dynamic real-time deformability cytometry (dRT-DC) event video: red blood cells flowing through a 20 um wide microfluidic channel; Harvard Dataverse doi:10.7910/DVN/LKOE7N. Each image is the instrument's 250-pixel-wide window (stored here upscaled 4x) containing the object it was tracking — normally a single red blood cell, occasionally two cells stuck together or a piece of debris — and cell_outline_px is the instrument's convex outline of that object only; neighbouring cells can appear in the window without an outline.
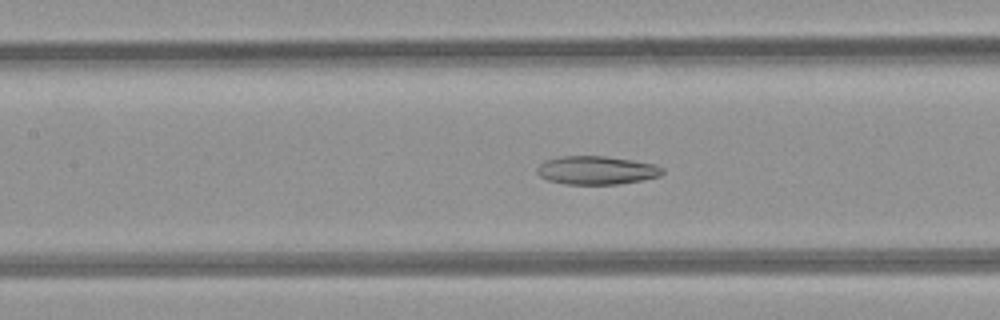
{"species": "common noctule bat (a hibernating species)", "species_latin": "Nyctalus noctula", "temperature_condition": "room temperature", "stored_images_in_passage": 49, "camera_frame_rate_fps": 3000, "um_per_image_px": 0.085, "animal": {"sex": "female", "body_mass_g": 21.9}, "frame": {"image": 1, "passage_image": 21, "time_ms": 6.667, "image_size_px": [1000, 320], "cell_outline_px": [[664, 172], [660, 176], [640, 180], [616, 184], [564, 184], [548, 180], [540, 176], [536, 172], [536, 168], [544, 160], [560, 156], [604, 156], [632, 160], [656, 164], [664, 168]], "centroid_in_image_um": [50.69, 14.46], "position_along_channel_um": 156.7, "area_um2": 20.81}}
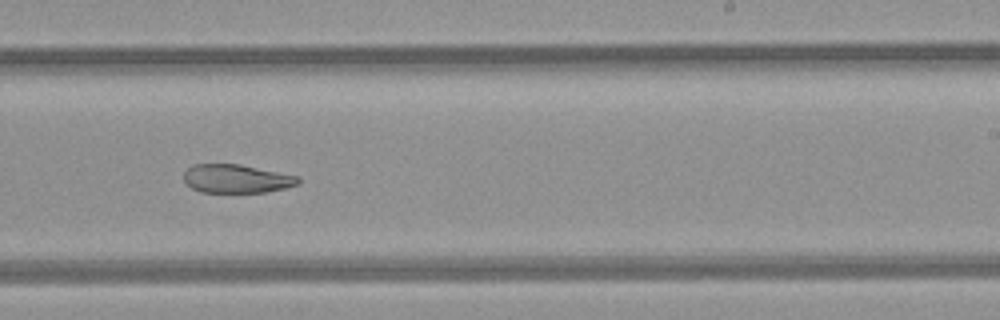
{"frame": {"image": 2, "passage_image": 29, "time_ms": 9.333, "image_size_px": [1000, 320], "cell_outline_px": [[300, 180], [296, 184], [284, 188], [264, 192], [200, 192], [192, 188], [184, 180], [184, 172], [192, 164], [240, 164], [300, 176]], "centroid_in_image_um": [20.09, 15.18], "position_along_channel_um": 268.9, "area_um2": 18.96}}
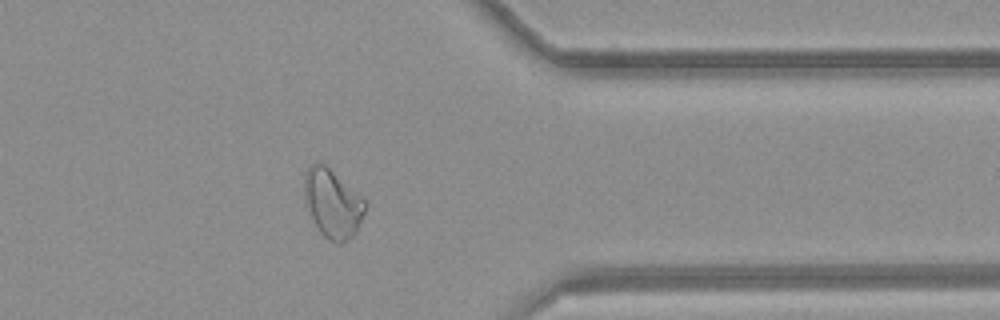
{"frame": {"image": 3, "passage_image": 38, "time_ms": 12.333, "image_size_px": [1000, 320], "cell_outline_px": [[368, 204], [356, 232], [352, 236], [340, 244], [336, 244], [328, 240], [320, 232], [312, 216], [304, 196], [304, 176], [308, 168], [316, 160], [320, 160], [364, 200]], "centroid_in_image_um": [28.27, 17.29], "position_along_channel_um": 383.1, "area_um2": 23.87}, "authors_computed_cell_mechanics": {"area_um2": 25.5476, "velocity_mm_per_s": 4.2222, "shape_relaxation_time_tau1_ms": null, "shape_relaxation_time_tau2_ms": 4.3104, "deformation_change_tau1": null, "deformation_change_tau2": 0.1076}}